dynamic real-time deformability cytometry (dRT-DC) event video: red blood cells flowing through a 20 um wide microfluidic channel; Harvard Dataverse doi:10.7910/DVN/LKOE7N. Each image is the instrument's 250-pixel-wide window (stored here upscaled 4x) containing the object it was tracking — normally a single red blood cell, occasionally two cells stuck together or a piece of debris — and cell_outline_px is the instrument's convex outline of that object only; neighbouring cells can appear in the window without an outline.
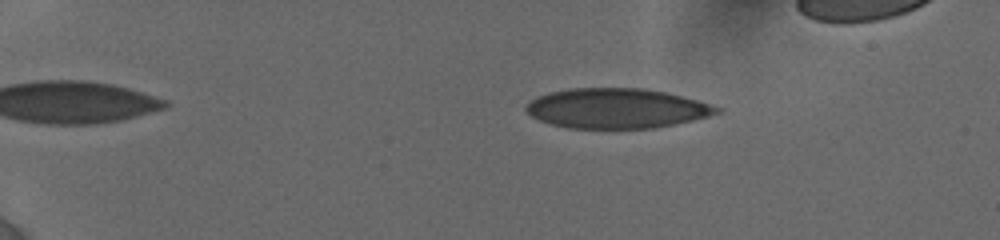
{"species": "human", "species_latin": "Homo sapiens", "temperature_condition": "cold", "stored_images_in_passage": 58, "camera_frame_rate_fps": 3000, "um_per_image_px": 0.085, "donor": {"sex": "female"}, "frame": {"image": 1, "passage_image": 18, "time_ms": 3.0, "image_size_px": [1000, 240], "cell_outline_px": [[724, 108], [720, 112], [708, 116], [692, 120], [652, 128], [568, 128], [552, 124], [540, 120], [532, 116], [524, 108], [532, 100], [540, 96], [552, 92], [572, 88], [640, 88], [664, 92], [696, 100]], "centroid_in_image_um": [52.42, 9.21], "position_along_channel_um": 32.6, "area_um2": 43.75}}
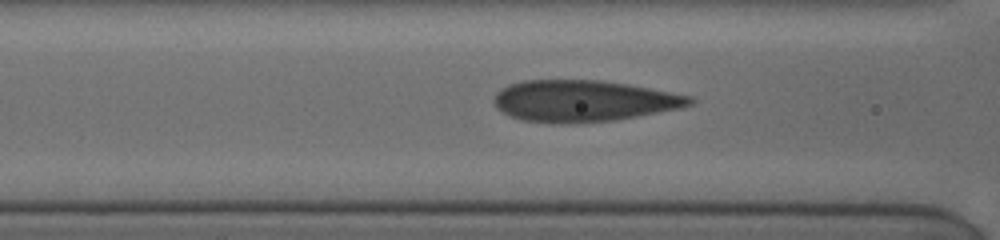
{"frame": {"image": 2, "passage_image": 45, "time_ms": 7.667, "image_size_px": [1000, 240], "cell_outline_px": [[696, 100], [692, 104], [680, 108], [616, 120], [568, 124], [560, 124], [520, 120], [508, 116], [496, 108], [496, 92], [508, 84], [524, 80], [600, 80], [628, 84], [692, 96]], "centroid_in_image_um": [49.59, 8.58], "position_along_channel_um": 117.0, "area_um2": 47.45}}
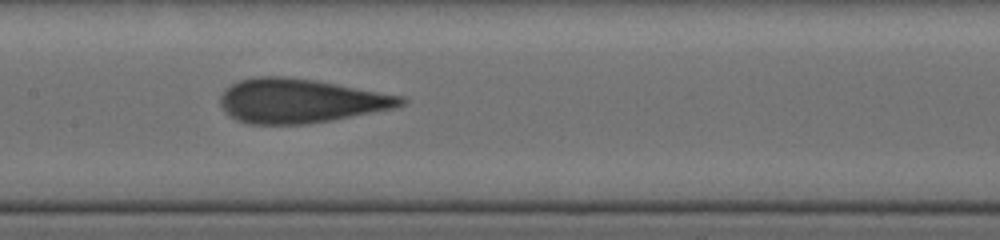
{"frame": {"image": 3, "passage_image": 57, "time_ms": 9.333, "image_size_px": [1000, 240], "cell_outline_px": [[408, 100], [404, 104], [396, 108], [332, 120], [308, 124], [248, 124], [236, 120], [220, 104], [220, 96], [224, 88], [240, 80], [256, 76], [284, 76], [316, 80], [404, 96]], "centroid_in_image_um": [25.56, 8.56], "position_along_channel_um": 181.8, "area_um2": 46.64}}